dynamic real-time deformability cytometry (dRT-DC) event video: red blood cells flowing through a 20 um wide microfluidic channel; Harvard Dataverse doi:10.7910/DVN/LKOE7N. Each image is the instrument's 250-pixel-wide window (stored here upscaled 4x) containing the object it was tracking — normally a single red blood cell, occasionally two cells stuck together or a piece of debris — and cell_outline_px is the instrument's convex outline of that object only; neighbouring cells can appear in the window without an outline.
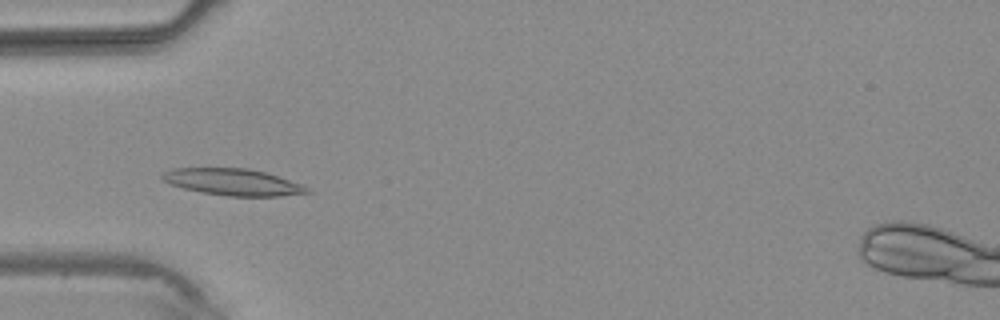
{"species": "common noctule bat (a hibernating species)", "species_latin": "Nyctalus noctula", "temperature_condition": "warm", "stored_images_in_passage": 3, "camera_frame_rate_fps": 3000, "um_per_image_px": 0.085, "animal": {"sex": "male", "body_mass_g": 20.4}, "frame": {"image": 1, "passage_image": 3, "time_ms": 3.333, "image_size_px": [1000, 320], "cell_outline_px": [[312, 192], [280, 196], [228, 196], [204, 192], [184, 188], [172, 184], [164, 180], [160, 176], [160, 172], [172, 168], [248, 168], [268, 172], [300, 184], [308, 188]], "centroid_in_image_um": [19.79, 15.46], "position_along_channel_um": 65.2, "area_um2": 22.43}}